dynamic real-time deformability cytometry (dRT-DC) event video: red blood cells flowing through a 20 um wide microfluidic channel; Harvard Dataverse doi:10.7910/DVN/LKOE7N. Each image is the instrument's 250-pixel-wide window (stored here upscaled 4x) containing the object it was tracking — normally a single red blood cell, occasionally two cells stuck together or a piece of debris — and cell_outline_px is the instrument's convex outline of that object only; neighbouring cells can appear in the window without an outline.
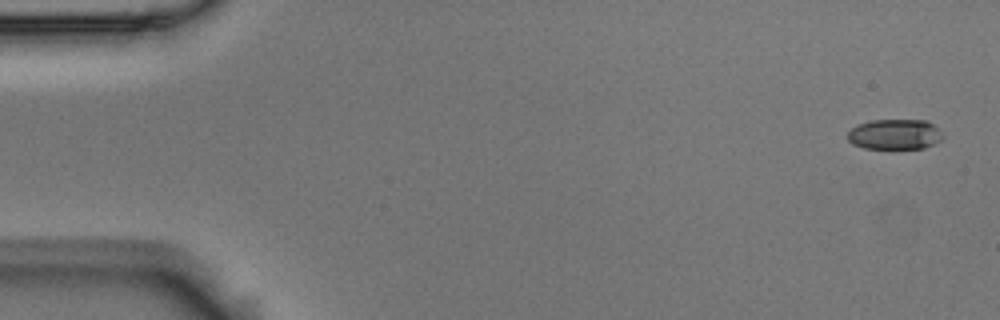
{"species": "Egyptian fruit bat (a non-hibernating species)", "species_latin": "Rousettus aegyptiacus", "temperature_condition": "room temperature", "stored_images_in_passage": 5, "camera_frame_rate_fps": 3000, "um_per_image_px": 0.085, "animal": {"sex": "male"}, "frame": {"image": 1, "passage_image": 1, "time_ms": 0.0, "image_size_px": [1000, 320], "cell_outline_px": [[944, 136], [940, 140], [924, 148], [864, 148], [852, 144], [848, 140], [848, 132], [856, 124], [872, 120], [928, 120], [940, 128]], "centroid_in_image_um": [76.07, 11.4], "position_along_channel_um": 8.9, "area_um2": 16.94}}
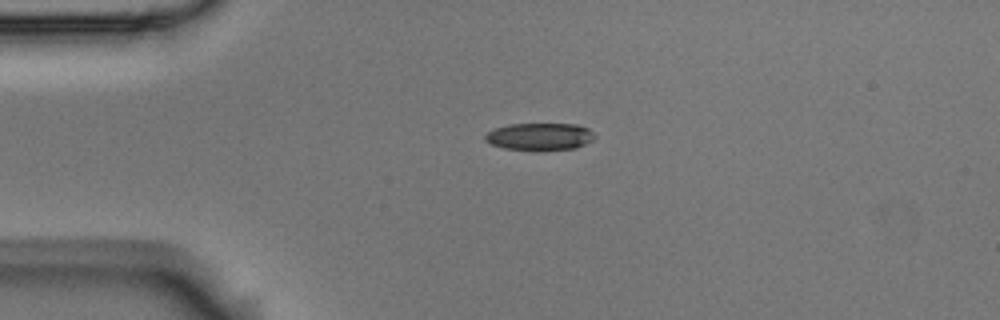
{"frame": {"image": 2, "passage_image": 4, "time_ms": 1.0, "image_size_px": [1000, 320], "cell_outline_px": [[596, 136], [592, 140], [576, 148], [504, 148], [492, 144], [484, 140], [484, 136], [488, 132], [496, 128], [508, 124], [576, 124], [588, 128]], "centroid_in_image_um": [45.88, 11.57], "position_along_channel_um": 39.1, "area_um2": 16.7}}